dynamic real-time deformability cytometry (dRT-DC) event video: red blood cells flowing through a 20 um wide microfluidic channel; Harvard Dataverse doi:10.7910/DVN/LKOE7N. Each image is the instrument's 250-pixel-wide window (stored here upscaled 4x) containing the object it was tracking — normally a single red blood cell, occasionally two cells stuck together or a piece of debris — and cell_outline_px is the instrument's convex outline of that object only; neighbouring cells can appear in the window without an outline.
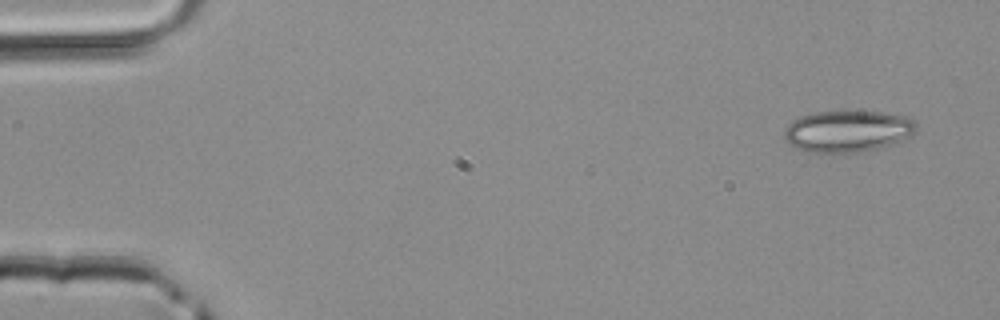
{"species": "common noctule bat (a hibernating species)", "species_latin": "Nyctalus noctula", "temperature_condition": "room temperature", "stored_images_in_passage": 4, "camera_frame_rate_fps": 3000, "um_per_image_px": 0.085, "animal": {"sex": "male", "body_mass_g": 20.4}, "frame": {"image": 1, "passage_image": 1, "time_ms": 0.0, "image_size_px": [1000, 320], "cell_outline_px": [[916, 132], [896, 144], [856, 152], [804, 152], [788, 144], [784, 140], [784, 132], [788, 124], [792, 120], [800, 116], [812, 112], [880, 112], [904, 116], [916, 120]], "centroid_in_image_um": [72.03, 11.16], "position_along_channel_um": 13.0, "area_um2": 32.08}}